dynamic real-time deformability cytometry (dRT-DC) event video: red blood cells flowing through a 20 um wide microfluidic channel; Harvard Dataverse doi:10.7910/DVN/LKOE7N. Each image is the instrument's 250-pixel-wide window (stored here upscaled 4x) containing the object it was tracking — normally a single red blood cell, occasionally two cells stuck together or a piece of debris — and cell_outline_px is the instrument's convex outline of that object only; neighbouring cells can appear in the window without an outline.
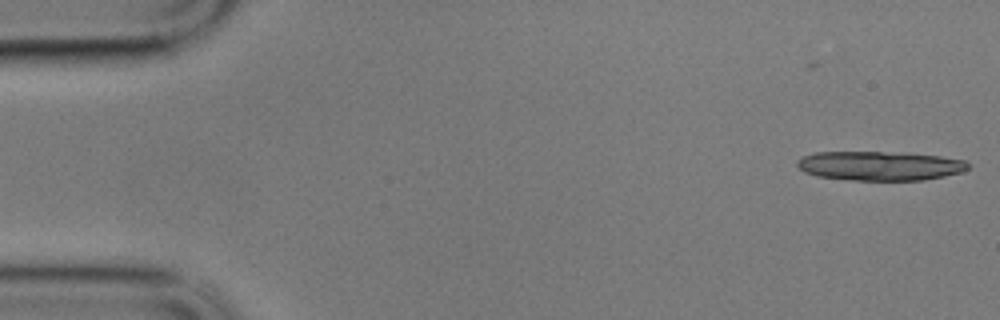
{"species": "common noctule bat (a hibernating species)", "species_latin": "Nyctalus noctula", "temperature_condition": "cold", "stored_images_in_passage": 3, "camera_frame_rate_fps": 3000, "um_per_image_px": 0.085, "animal": {"sex": "male", "body_mass_g": 17.9}, "frame": {"image": 1, "passage_image": 3, "time_ms": 0.667, "image_size_px": [1000, 320], "cell_outline_px": [[968, 168], [960, 172], [944, 176], [924, 180], [848, 180], [816, 176], [804, 172], [796, 164], [796, 160], [800, 156], [816, 152], [880, 152], [940, 156], [964, 160], [968, 164]], "centroid_in_image_um": [74.7, 14.1], "position_along_channel_um": 10.3, "area_um2": 28.96}}